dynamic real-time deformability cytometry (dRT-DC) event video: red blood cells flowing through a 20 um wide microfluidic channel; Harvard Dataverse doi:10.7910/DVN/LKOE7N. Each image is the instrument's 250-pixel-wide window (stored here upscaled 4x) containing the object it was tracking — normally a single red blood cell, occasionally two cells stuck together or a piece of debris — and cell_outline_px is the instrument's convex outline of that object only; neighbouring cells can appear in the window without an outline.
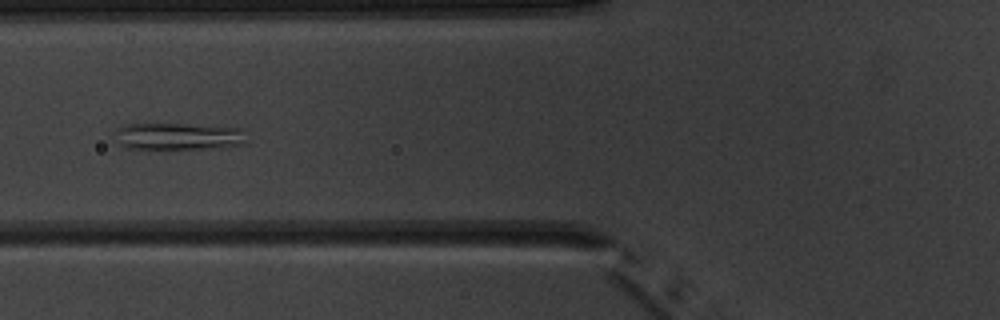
{"species": "common noctule bat (a hibernating species)", "species_latin": "Nyctalus noctula", "temperature_condition": "warm", "stored_images_in_passage": 8, "camera_frame_rate_fps": 3000, "um_per_image_px": 0.085, "animal": {"sex": "male", "body_mass_g": 20.1, "forearm_length_mm": 53.5}, "frame": {"image": 1, "passage_image": 7, "time_ms": 7.0, "image_size_px": [1000, 320], "cell_outline_px": [[248, 144], [224, 148], [128, 148], [120, 144], [120, 124], [188, 124], [248, 128]], "centroid_in_image_um": [15.43, 11.58], "position_along_channel_um": 110.4, "area_um2": 20.87}}